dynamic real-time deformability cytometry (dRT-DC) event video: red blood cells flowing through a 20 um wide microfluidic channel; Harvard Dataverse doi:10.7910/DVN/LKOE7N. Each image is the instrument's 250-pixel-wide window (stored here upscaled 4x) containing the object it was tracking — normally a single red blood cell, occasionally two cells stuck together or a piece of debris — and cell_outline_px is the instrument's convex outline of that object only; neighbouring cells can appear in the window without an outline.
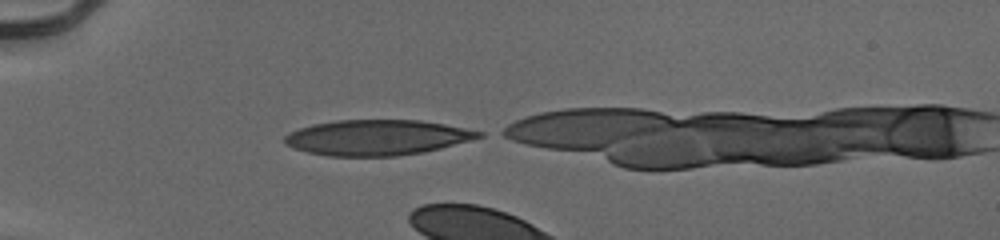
{"species": "human", "species_latin": "Homo sapiens", "temperature_condition": "cold", "stored_images_in_passage": 4, "camera_frame_rate_fps": 3000, "um_per_image_px": 0.085, "donor": {"sex": "male"}, "frame": {"image": 1, "passage_image": 1, "time_ms": 0.0, "image_size_px": [1000, 240], "cell_outline_px": [[484, 136], [440, 148], [424, 152], [396, 156], [328, 156], [308, 152], [292, 148], [284, 144], [284, 136], [288, 132], [312, 124], [336, 120], [420, 120], [444, 124], [484, 132]], "centroid_in_image_um": [32.0, 11.69], "position_along_channel_um": 53.0, "area_um2": 40.11}}